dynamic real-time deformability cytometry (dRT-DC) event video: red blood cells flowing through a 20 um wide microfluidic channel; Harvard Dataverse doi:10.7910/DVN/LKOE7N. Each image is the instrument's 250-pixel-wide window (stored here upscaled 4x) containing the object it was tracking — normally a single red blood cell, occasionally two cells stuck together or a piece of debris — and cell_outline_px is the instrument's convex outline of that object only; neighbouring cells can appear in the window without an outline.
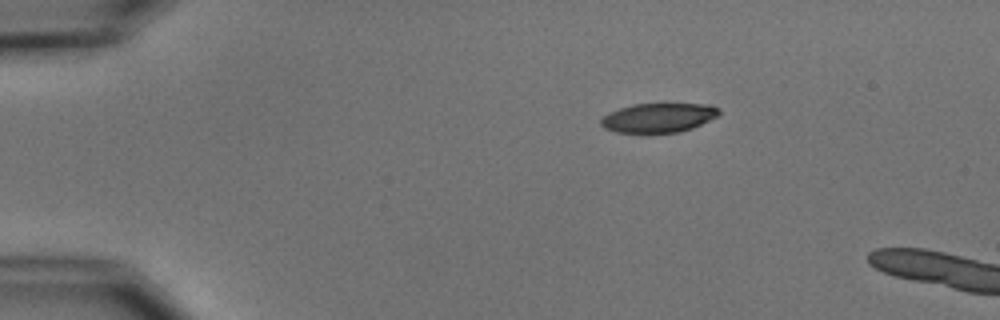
{"species": "common noctule bat (a hibernating species)", "species_latin": "Nyctalus noctula", "temperature_condition": "cold", "stored_images_in_passage": 2, "camera_frame_rate_fps": 3000, "um_per_image_px": 0.085, "animal": {"sex": "male", "body_mass_g": 15.6}, "frame": {"image": 1, "passage_image": 1, "time_ms": 0.0, "image_size_px": [1000, 320], "cell_outline_px": [[720, 112], [716, 116], [692, 128], [680, 132], [616, 132], [604, 128], [600, 124], [600, 120], [608, 112], [632, 104], [712, 104], [720, 108]], "centroid_in_image_um": [55.96, 9.99], "position_along_channel_um": 29.0, "area_um2": 20.0}}